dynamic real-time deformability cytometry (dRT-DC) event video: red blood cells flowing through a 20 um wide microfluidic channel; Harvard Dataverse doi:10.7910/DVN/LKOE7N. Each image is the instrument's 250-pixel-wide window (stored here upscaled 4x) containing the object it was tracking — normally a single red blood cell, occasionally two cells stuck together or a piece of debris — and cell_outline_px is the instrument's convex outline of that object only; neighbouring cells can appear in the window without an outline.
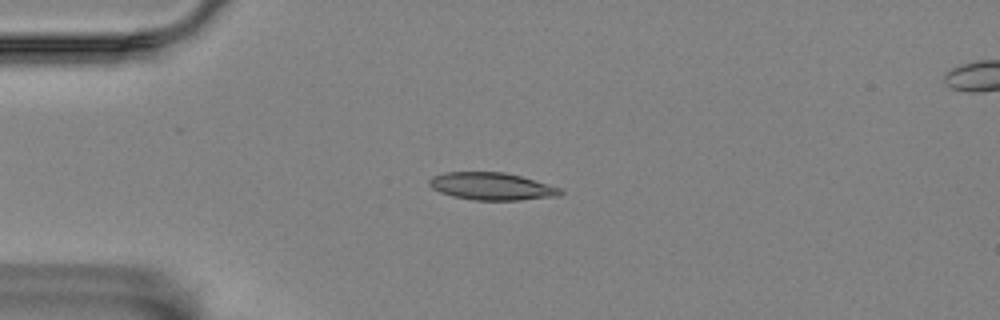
{"species": "Egyptian fruit bat (a non-hibernating species)", "species_latin": "Rousettus aegyptiacus", "temperature_condition": "room temperature", "stored_images_in_passage": 9, "camera_frame_rate_fps": 3000, "um_per_image_px": 0.085, "animal": {"sex": "female"}, "frame": {"image": 1, "passage_image": 3, "time_ms": 0.667, "image_size_px": [1000, 320], "cell_outline_px": [[564, 192], [560, 196], [520, 200], [472, 200], [452, 196], [440, 192], [432, 188], [428, 184], [428, 180], [432, 176], [444, 172], [504, 172], [520, 176], [560, 188]], "centroid_in_image_um": [41.76, 15.84], "position_along_channel_um": 43.2, "area_um2": 20.98}}
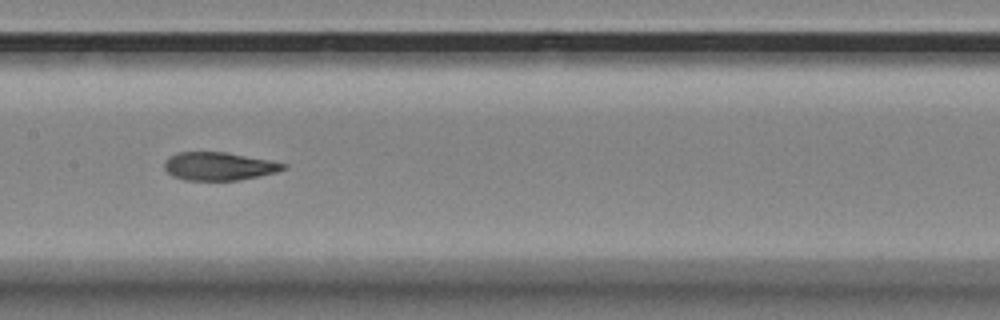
{"frame": {"image": 2, "passage_image": 7, "time_ms": 2.0, "image_size_px": [1000, 320], "cell_outline_px": [[288, 168], [276, 172], [236, 180], [184, 180], [172, 176], [164, 168], [164, 160], [168, 156], [176, 152], [224, 152], [272, 160], [288, 164]], "centroid_in_image_um": [18.59, 14.12], "position_along_channel_um": 188.8, "area_um2": 19.59}}
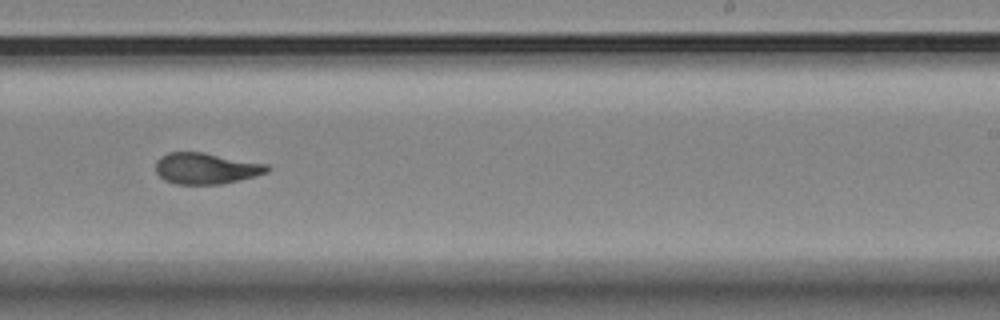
{"frame": {"image": 3, "passage_image": 9, "time_ms": 2.667, "image_size_px": [1000, 320], "cell_outline_px": [[268, 172], [256, 176], [220, 184], [176, 184], [164, 180], [156, 172], [156, 160], [160, 156], [168, 152], [204, 152], [268, 164]], "centroid_in_image_um": [17.49, 14.3], "position_along_channel_um": 271.5, "area_um2": 20.29}}